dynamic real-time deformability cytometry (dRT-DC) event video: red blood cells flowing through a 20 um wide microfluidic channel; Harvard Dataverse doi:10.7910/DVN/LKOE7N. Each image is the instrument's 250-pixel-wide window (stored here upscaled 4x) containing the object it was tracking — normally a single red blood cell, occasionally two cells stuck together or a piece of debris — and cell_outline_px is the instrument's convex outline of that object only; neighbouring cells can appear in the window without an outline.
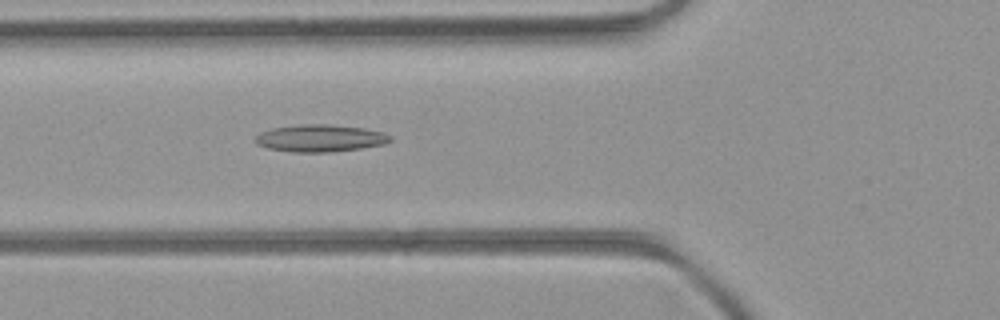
{"species": "common noctule bat (a hibernating species)", "species_latin": "Nyctalus noctula", "temperature_condition": "room temperature", "stored_images_in_passage": 35, "camera_frame_rate_fps": 3000, "um_per_image_px": 0.085, "animal": {"sex": "female", "body_mass_g": 21.9}, "frame": {"image": 1, "passage_image": 3, "time_ms": 0.667, "image_size_px": [1000, 320], "cell_outline_px": [[392, 140], [384, 144], [360, 148], [332, 152], [292, 152], [268, 148], [256, 144], [256, 136], [260, 132], [272, 128], [300, 124], [328, 124], [364, 128], [384, 132], [392, 136]], "centroid_in_image_um": [27.23, 11.74], "position_along_channel_um": 98.6, "area_um2": 21.44}}
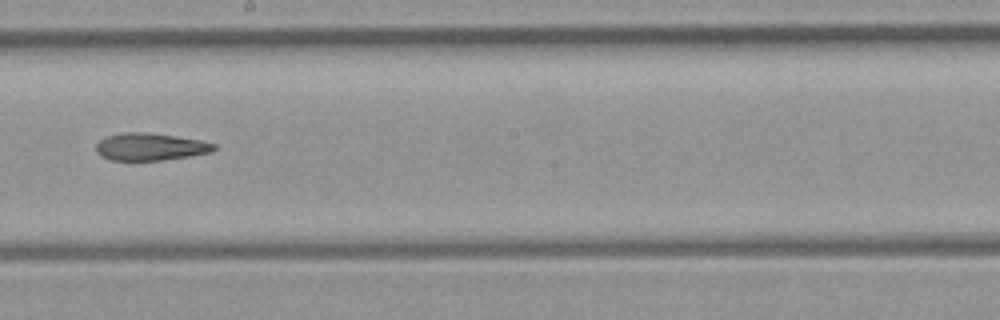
{"frame": {"image": 2, "passage_image": 13, "time_ms": 4.0, "image_size_px": [1000, 320], "cell_outline_px": [[216, 148], [212, 152], [188, 156], [160, 160], [108, 160], [100, 156], [96, 152], [96, 144], [100, 140], [108, 136], [124, 132], [144, 132], [204, 140], [216, 144]], "centroid_in_image_um": [12.77, 12.47], "position_along_channel_um": 235.4, "area_um2": 18.79}}
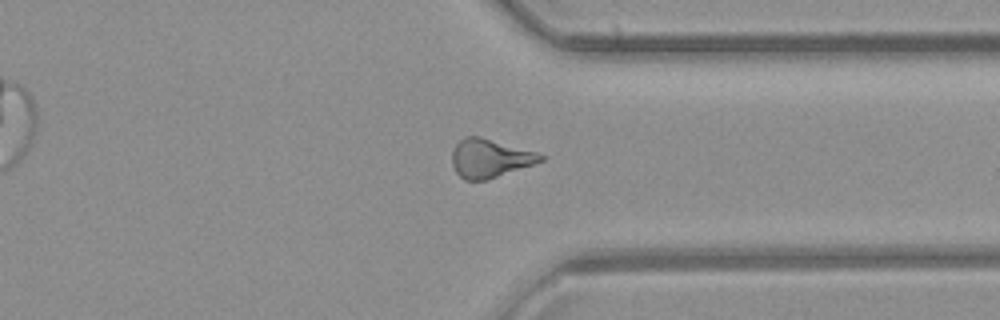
{"frame": {"image": 3, "passage_image": 23, "time_ms": 7.333, "image_size_px": [1000, 320], "cell_outline_px": [[544, 160], [484, 180], [464, 180], [456, 172], [452, 164], [452, 148], [464, 136], [480, 136], [536, 152], [544, 156]], "centroid_in_image_um": [41.58, 13.43], "position_along_channel_um": 369.8, "area_um2": 19.54}}